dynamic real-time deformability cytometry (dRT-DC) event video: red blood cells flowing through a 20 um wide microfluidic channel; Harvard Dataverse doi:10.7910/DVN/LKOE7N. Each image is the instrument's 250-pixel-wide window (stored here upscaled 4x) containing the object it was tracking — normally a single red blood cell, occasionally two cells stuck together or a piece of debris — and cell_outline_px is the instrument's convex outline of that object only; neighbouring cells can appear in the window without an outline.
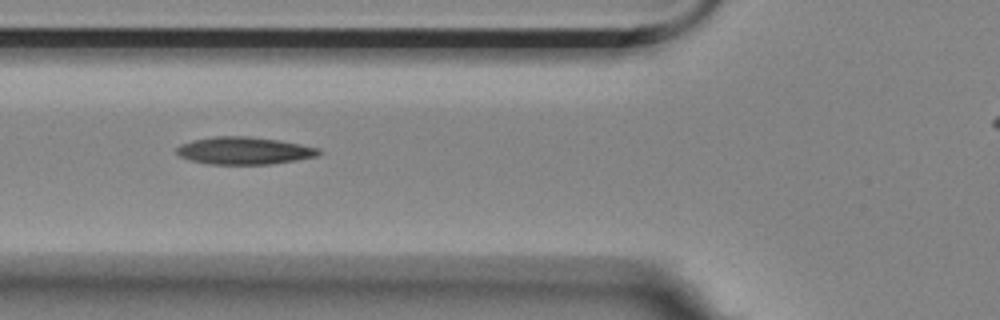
{"species": "Egyptian fruit bat (a non-hibernating species)", "species_latin": "Rousettus aegyptiacus", "temperature_condition": "room temperature", "stored_images_in_passage": 4, "camera_frame_rate_fps": 3000, "um_per_image_px": 0.085, "animal": {"sex": "female"}, "frame": {"image": 1, "passage_image": 2, "time_ms": 1.0, "image_size_px": [1000, 320], "cell_outline_px": [[324, 152], [316, 156], [296, 160], [272, 164], [208, 164], [192, 160], [180, 156], [176, 152], [176, 148], [180, 144], [192, 140], [216, 136], [248, 136], [280, 140], [320, 148]], "centroid_in_image_um": [20.78, 12.8], "position_along_channel_um": 105.0, "area_um2": 22.77}}
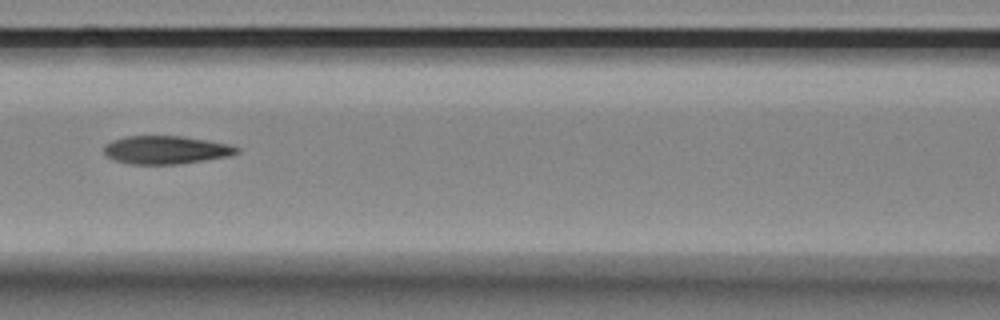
{"frame": {"image": 2, "passage_image": 3, "time_ms": 2.333, "image_size_px": [1000, 320], "cell_outline_px": [[240, 152], [228, 156], [204, 160], [176, 164], [128, 164], [112, 160], [104, 152], [104, 144], [112, 140], [124, 136], [184, 136], [228, 144], [240, 148]], "centroid_in_image_um": [14.07, 12.74], "position_along_channel_um": 152.5, "area_um2": 21.85}}
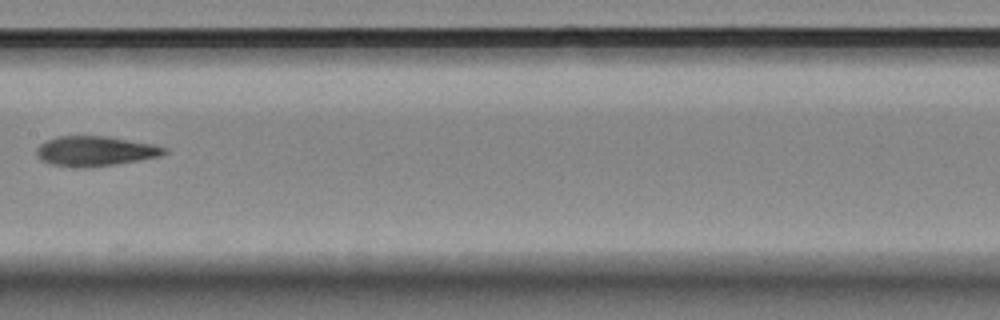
{"frame": {"image": 3, "passage_image": 4, "time_ms": 3.667, "image_size_px": [1000, 320], "cell_outline_px": [[168, 152], [160, 156], [140, 160], [116, 164], [88, 168], [80, 168], [52, 164], [40, 160], [36, 156], [36, 148], [44, 140], [56, 136], [104, 136], [152, 144], [168, 148]], "centroid_in_image_um": [8.05, 12.85], "position_along_channel_um": 199.3, "area_um2": 22.43}}